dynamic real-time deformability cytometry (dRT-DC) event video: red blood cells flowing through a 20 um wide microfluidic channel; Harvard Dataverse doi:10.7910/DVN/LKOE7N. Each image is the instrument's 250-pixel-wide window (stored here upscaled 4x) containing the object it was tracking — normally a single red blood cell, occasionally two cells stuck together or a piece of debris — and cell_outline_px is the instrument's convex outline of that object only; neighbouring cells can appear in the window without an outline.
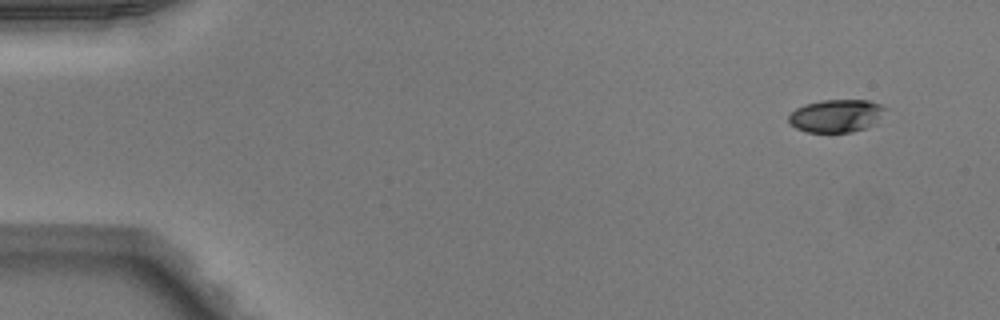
{"species": "Egyptian fruit bat (a non-hibernating species)", "species_latin": "Rousettus aegyptiacus", "temperature_condition": "warm", "stored_images_in_passage": 14, "camera_frame_rate_fps": 3000, "um_per_image_px": 0.085, "animal": {"sex": "male"}, "frame": {"image": 1, "passage_image": 1, "time_ms": 0.0, "image_size_px": [1000, 320], "cell_outline_px": [[888, 108], [864, 128], [852, 132], [808, 132], [796, 128], [788, 120], [788, 116], [796, 108], [804, 104], [820, 100], [868, 100], [880, 104]], "centroid_in_image_um": [71.02, 9.82], "position_along_channel_um": 14.0, "area_um2": 18.09}}
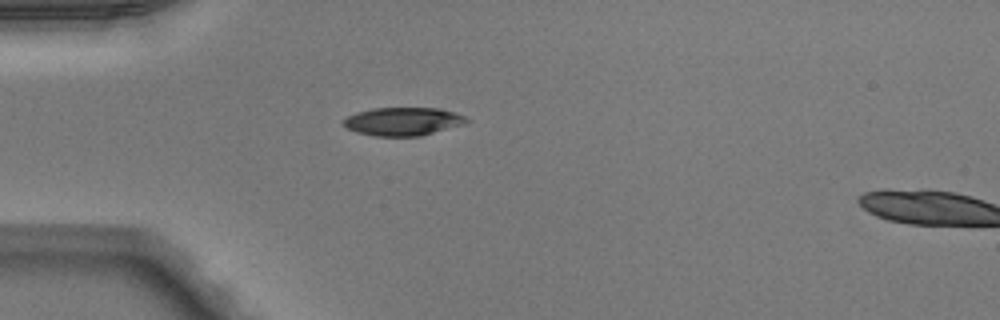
{"frame": {"image": 2, "passage_image": 12, "time_ms": 3.667, "image_size_px": [1000, 320], "cell_outline_px": [[472, 120], [464, 124], [420, 136], [376, 136], [356, 132], [348, 128], [344, 124], [344, 120], [348, 116], [356, 112], [372, 108], [440, 108], [464, 116]], "centroid_in_image_um": [34.27, 10.32], "position_along_channel_um": 50.7, "area_um2": 20.11}}